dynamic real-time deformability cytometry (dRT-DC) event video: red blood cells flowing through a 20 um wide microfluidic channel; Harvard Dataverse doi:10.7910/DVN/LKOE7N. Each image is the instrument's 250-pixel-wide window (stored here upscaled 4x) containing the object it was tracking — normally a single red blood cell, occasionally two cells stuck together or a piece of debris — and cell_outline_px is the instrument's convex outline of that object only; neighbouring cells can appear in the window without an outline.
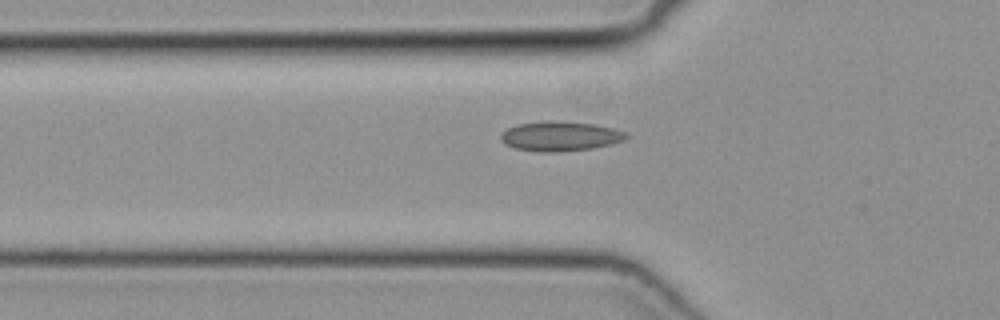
{"species": "common noctule bat (a hibernating species)", "species_latin": "Nyctalus noctula", "temperature_condition": "cold", "stored_images_in_passage": 32, "camera_frame_rate_fps": 3000, "um_per_image_px": 0.085, "animal": {"sex": "female", "body_mass_g": 19.3, "forearm_length_mm": 54.1}, "frame": {"image": 1, "passage_image": 6, "time_ms": 1.667, "image_size_px": [1000, 320], "cell_outline_px": [[632, 136], [624, 140], [612, 144], [592, 148], [556, 152], [540, 152], [516, 148], [500, 140], [500, 136], [508, 128], [516, 124], [548, 120], [556, 120], [596, 124], [628, 132]], "centroid_in_image_um": [47.68, 11.56], "position_along_channel_um": 78.1, "area_um2": 21.85}}
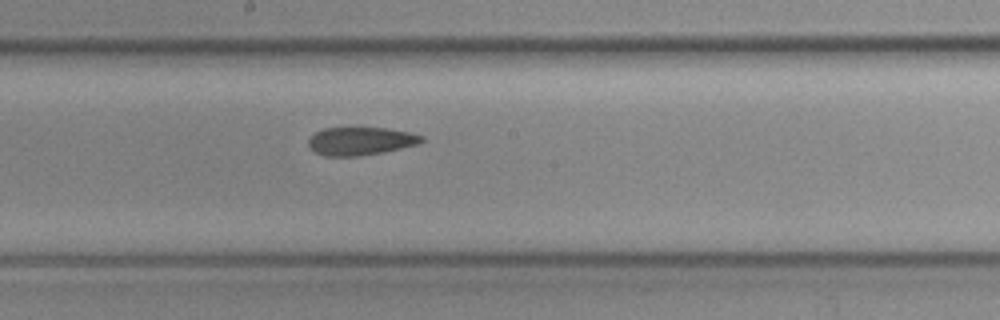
{"frame": {"image": 2, "passage_image": 16, "time_ms": 5.0, "image_size_px": [1000, 320], "cell_outline_px": [[424, 140], [420, 144], [384, 152], [356, 156], [324, 156], [316, 152], [308, 144], [308, 140], [316, 132], [324, 128], [388, 128], [408, 132], [424, 136]], "centroid_in_image_um": [30.69, 11.99], "position_along_channel_um": 217.5, "area_um2": 18.44}}
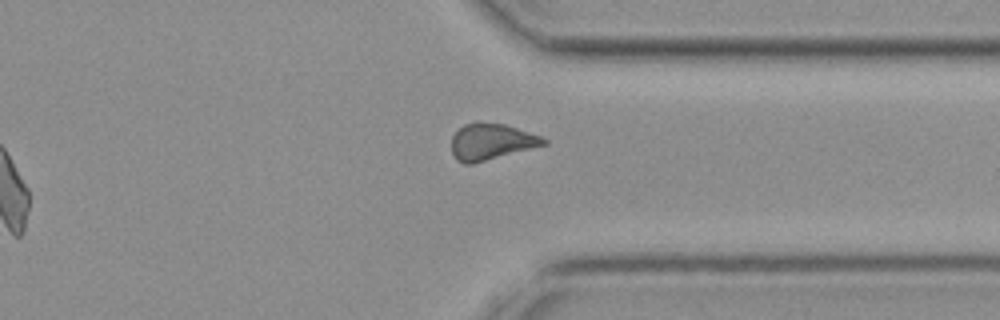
{"frame": {"image": 3, "passage_image": 27, "time_ms": 8.667, "image_size_px": [1000, 320], "cell_outline_px": [[548, 144], [472, 164], [464, 164], [456, 160], [452, 152], [452, 136], [464, 124], [476, 120], [504, 124], [540, 136], [548, 140]], "centroid_in_image_um": [41.74, 12.03], "position_along_channel_um": 369.7, "area_um2": 19.59}}